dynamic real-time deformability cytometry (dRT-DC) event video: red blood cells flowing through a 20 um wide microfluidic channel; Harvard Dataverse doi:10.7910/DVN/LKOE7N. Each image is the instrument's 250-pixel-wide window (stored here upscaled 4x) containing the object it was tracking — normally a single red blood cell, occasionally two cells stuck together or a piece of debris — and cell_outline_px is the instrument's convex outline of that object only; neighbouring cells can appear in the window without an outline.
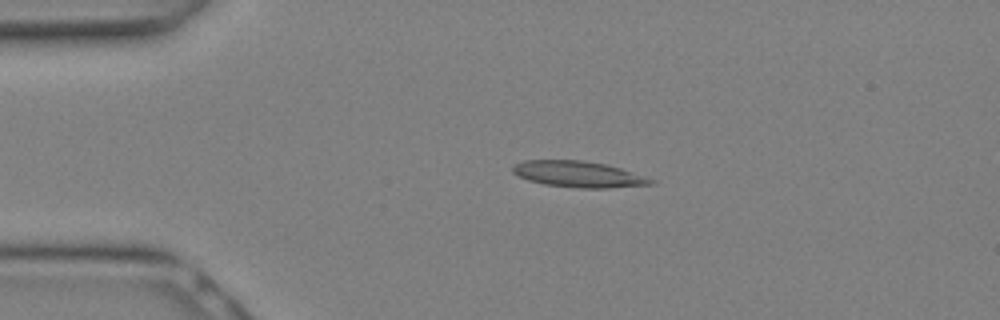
{"species": "Egyptian fruit bat (a non-hibernating species)", "species_latin": "Rousettus aegyptiacus", "temperature_condition": "warm", "stored_images_in_passage": 7, "camera_frame_rate_fps": 3000, "um_per_image_px": 0.085, "animal": {"sex": "female"}, "frame": {"image": 1, "passage_image": 3, "time_ms": 0.667, "image_size_px": [1000, 320], "cell_outline_px": [[656, 180], [652, 184], [608, 188], [580, 188], [544, 184], [528, 180], [512, 172], [512, 168], [516, 164], [524, 160], [584, 160], [604, 164], [620, 168]], "centroid_in_image_um": [49.16, 14.8], "position_along_channel_um": 35.8, "area_um2": 20.81}}
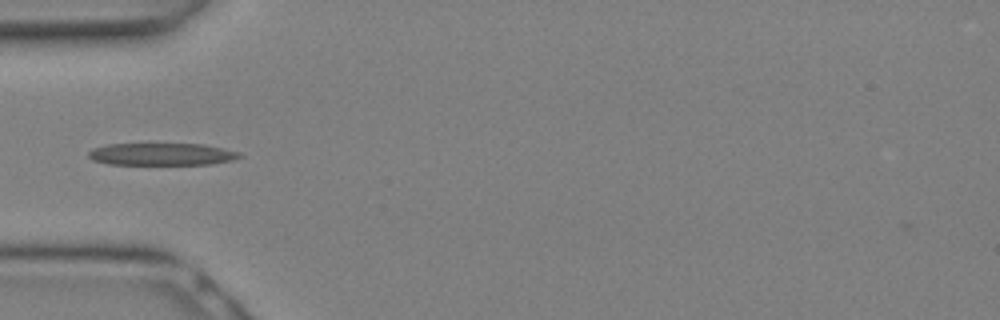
{"frame": {"image": 2, "passage_image": 6, "time_ms": 1.667, "image_size_px": [1000, 320], "cell_outline_px": [[244, 156], [232, 160], [212, 164], [108, 164], [92, 160], [88, 156], [88, 152], [92, 148], [108, 144], [204, 144], [240, 152]], "centroid_in_image_um": [13.75, 13.1], "position_along_channel_um": 71.3, "area_um2": 19.59}}